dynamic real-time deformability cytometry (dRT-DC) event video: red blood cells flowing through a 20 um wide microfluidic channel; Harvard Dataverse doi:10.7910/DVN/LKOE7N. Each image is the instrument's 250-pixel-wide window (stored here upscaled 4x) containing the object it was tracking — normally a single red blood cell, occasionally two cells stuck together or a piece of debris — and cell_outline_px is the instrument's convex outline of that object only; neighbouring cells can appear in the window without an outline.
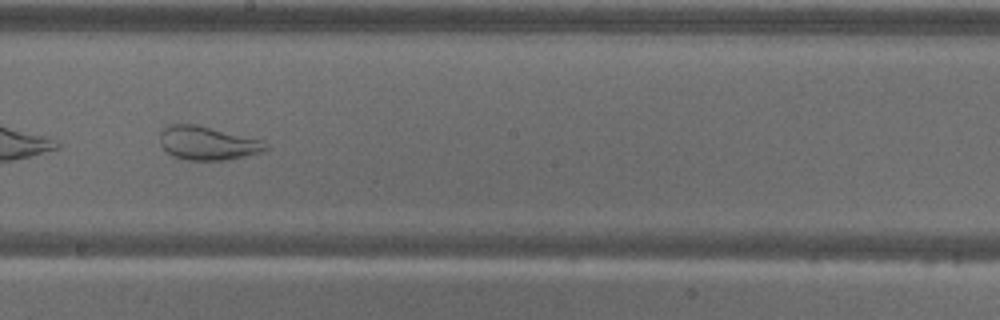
{"species": "common noctule bat (a hibernating species)", "species_latin": "Nyctalus noctula", "temperature_condition": "warm", "stored_images_in_passage": 57, "camera_frame_rate_fps": 3000, "um_per_image_px": 0.085, "animal": {"sex": "male", "body_mass_g": 18.8}, "frame": {"image": 1, "passage_image": 33, "time_ms": 10.667, "image_size_px": [1000, 320], "cell_outline_px": [[268, 148], [264, 152], [228, 160], [188, 160], [172, 156], [160, 144], [160, 132], [168, 124], [196, 124], [260, 140], [268, 144]], "centroid_in_image_um": [17.64, 12.17], "position_along_channel_um": 230.6, "area_um2": 20.69}}